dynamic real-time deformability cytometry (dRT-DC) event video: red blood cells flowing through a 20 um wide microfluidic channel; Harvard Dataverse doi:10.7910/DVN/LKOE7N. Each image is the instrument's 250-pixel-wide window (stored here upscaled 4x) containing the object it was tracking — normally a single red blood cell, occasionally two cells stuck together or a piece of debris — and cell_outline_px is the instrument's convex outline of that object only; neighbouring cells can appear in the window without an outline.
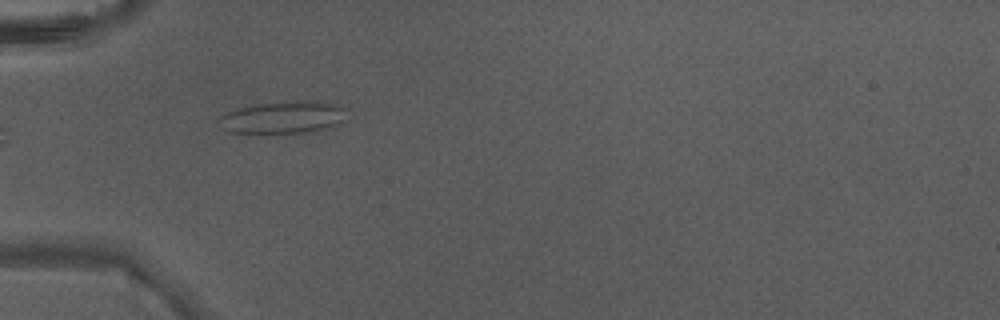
{"species": "Egyptian fruit bat (a non-hibernating species)", "species_latin": "Rousettus aegyptiacus", "temperature_condition": "warm", "stored_images_in_passage": 2, "camera_frame_rate_fps": 3000, "um_per_image_px": 0.085, "animal": {"sex": "male"}, "frame": {"image": 1, "passage_image": 2, "time_ms": 0.333, "image_size_px": [1000, 320], "cell_outline_px": [[348, 120], [336, 128], [312, 132], [232, 132], [224, 128], [220, 116], [228, 112], [240, 108], [260, 104], [300, 100], [324, 100], [344, 108]], "centroid_in_image_um": [24.29, 9.96], "position_along_channel_um": 60.7, "area_um2": 24.04}}